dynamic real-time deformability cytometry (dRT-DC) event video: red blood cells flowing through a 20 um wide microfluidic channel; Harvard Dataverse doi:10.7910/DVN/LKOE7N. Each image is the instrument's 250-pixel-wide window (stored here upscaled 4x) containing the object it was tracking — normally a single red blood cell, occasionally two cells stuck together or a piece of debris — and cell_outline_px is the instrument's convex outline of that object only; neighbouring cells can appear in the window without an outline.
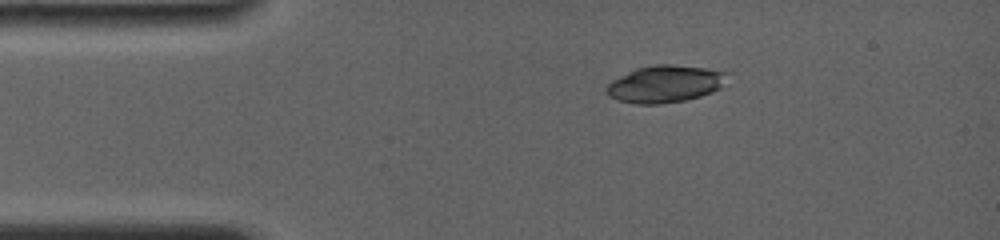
{"species": "common noctule bat (a hibernating species)", "species_latin": "Nyctalus noctula", "temperature_condition": "room temperature", "stored_images_in_passage": 8, "camera_frame_rate_fps": 4000, "um_per_image_px": 0.085, "animal": {"sex": "female", "body_mass_g": 19.0, "forearm_length_mm": 56.7}, "frame": {"image": 1, "passage_image": 1, "time_ms": 0.0, "image_size_px": [1000, 240], "cell_outline_px": [[736, 72], [720, 88], [712, 92], [700, 96], [684, 100], [660, 104], [636, 104], [616, 100], [608, 96], [604, 92], [604, 88], [612, 80], [636, 68], [656, 64], [668, 64], [704, 68]], "centroid_in_image_um": [56.58, 7.13], "position_along_channel_um": 28.4, "area_um2": 26.65}}